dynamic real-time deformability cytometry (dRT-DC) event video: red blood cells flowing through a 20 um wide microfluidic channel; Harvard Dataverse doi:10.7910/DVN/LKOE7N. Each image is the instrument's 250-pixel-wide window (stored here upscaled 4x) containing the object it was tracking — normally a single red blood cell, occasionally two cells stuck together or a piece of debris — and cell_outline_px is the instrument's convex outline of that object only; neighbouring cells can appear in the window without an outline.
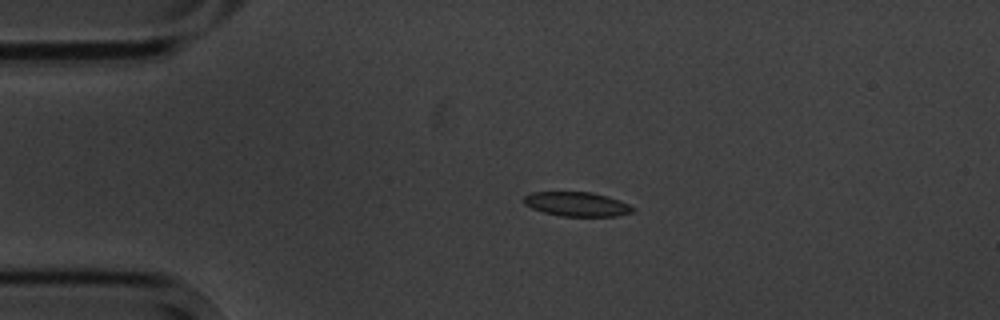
{"species": "common noctule bat (a hibernating species)", "species_latin": "Nyctalus noctula", "temperature_condition": "cold", "stored_images_in_passage": 3, "camera_frame_rate_fps": 3000, "um_per_image_px": 0.085, "animal": {"sex": "male", "body_mass_g": 20.1, "forearm_length_mm": 53.5}, "frame": {"image": 1, "passage_image": 2, "time_ms": 2.0, "image_size_px": [1000, 320], "cell_outline_px": [[636, 208], [632, 212], [616, 216], [560, 216], [544, 212], [532, 208], [524, 204], [524, 196], [532, 192], [592, 192], [608, 196], [620, 200]], "centroid_in_image_um": [49.05, 17.35], "position_along_channel_um": 36.0, "area_um2": 15.43}}